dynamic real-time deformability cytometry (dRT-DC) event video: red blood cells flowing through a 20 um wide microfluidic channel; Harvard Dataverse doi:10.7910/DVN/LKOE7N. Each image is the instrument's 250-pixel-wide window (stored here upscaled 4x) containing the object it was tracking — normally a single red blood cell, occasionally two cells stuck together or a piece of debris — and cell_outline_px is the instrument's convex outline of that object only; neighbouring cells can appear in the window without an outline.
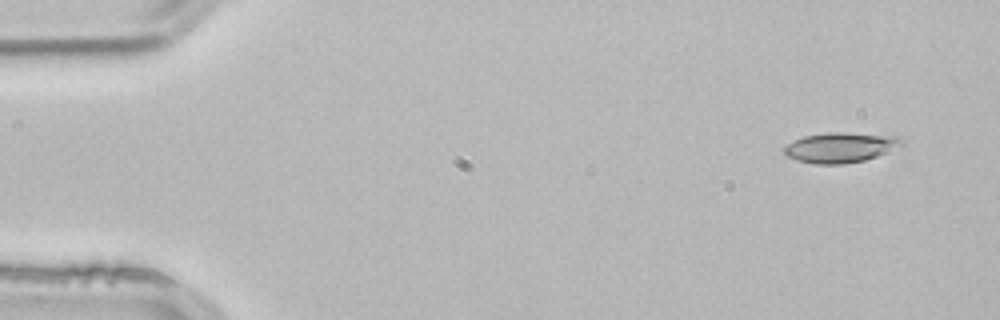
{"species": "common noctule bat (a hibernating species)", "species_latin": "Nyctalus noctula", "temperature_condition": "room temperature", "stored_images_in_passage": 4, "segment_of_instrument_passage": [1, 2], "camera_frame_rate_fps": 3000, "um_per_image_px": 0.085, "animal": {"sex": "male", "body_mass_g": 21.5, "forearm_length_mm": 52.0}, "frame": {"image": 1, "passage_image": 1, "time_ms": 0.0, "image_size_px": [1000, 320], "cell_outline_px": [[904, 144], [888, 152], [864, 160], [844, 164], [816, 164], [796, 160], [788, 156], [784, 152], [784, 148], [788, 144], [804, 136], [828, 132], [840, 132], [896, 136], [904, 140]], "centroid_in_image_um": [71.46, 12.53], "position_along_channel_um": 13.5, "area_um2": 20.46}}
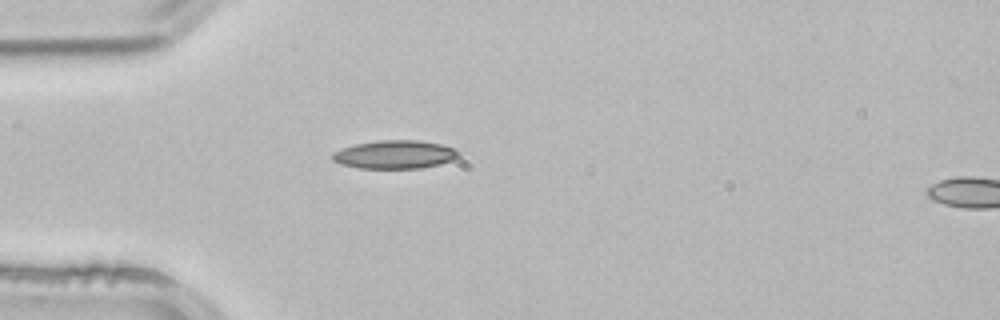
{"frame": {"image": 2, "passage_image": 3, "time_ms": 0.667, "image_size_px": [1000, 320], "cell_outline_px": [[460, 156], [452, 160], [440, 164], [420, 168], [360, 168], [340, 164], [332, 160], [332, 152], [356, 144], [380, 140], [416, 140], [440, 144], [452, 148], [460, 152]], "centroid_in_image_um": [33.56, 13.14], "position_along_channel_um": 51.4, "area_um2": 20.69}}